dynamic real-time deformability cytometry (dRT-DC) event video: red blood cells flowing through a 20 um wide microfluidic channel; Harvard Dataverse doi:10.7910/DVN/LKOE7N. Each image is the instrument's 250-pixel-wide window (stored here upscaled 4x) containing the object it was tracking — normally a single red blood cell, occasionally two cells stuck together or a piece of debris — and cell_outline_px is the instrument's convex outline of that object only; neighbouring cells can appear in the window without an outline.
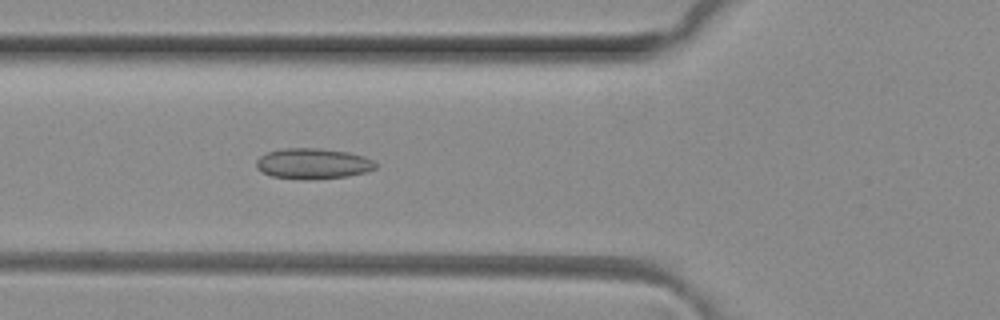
{"species": "common noctule bat (a hibernating species)", "species_latin": "Nyctalus noctula", "temperature_condition": "room temperature", "stored_images_in_passage": 4, "camera_frame_rate_fps": 3000, "um_per_image_px": 0.085, "animal": {"sex": "female", "body_mass_g": 29.2, "forearm_length_mm": 56.3}, "frame": {"image": 1, "passage_image": 4, "time_ms": 1.0, "image_size_px": [1000, 320], "cell_outline_px": [[376, 168], [364, 172], [348, 176], [272, 176], [260, 172], [256, 168], [256, 160], [260, 156], [268, 152], [284, 148], [320, 148], [348, 152], [364, 156], [372, 160], [376, 164]], "centroid_in_image_um": [26.58, 13.84], "position_along_channel_um": 99.2, "area_um2": 20.23}}